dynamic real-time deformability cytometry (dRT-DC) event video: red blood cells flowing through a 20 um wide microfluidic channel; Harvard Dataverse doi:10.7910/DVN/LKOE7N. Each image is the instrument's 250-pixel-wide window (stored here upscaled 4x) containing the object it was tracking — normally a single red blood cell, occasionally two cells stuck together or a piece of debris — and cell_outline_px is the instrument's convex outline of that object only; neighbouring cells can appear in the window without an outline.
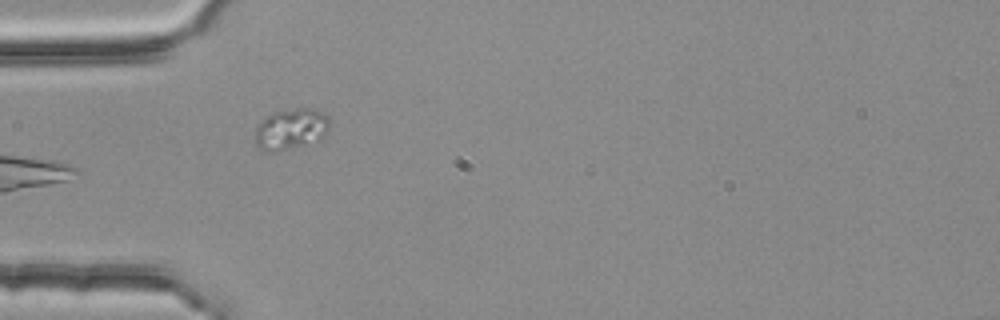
{"species": "common noctule bat (a hibernating species)", "species_latin": "Nyctalus noctula", "temperature_condition": "room temperature", "stored_images_in_passage": 6, "segment_of_instrument_passage": [2, 2], "camera_frame_rate_fps": 3000, "um_per_image_px": 0.085, "animal": {"sex": "female", "body_mass_g": 25.1}, "frame": {"image": 1, "passage_image": 4, "time_ms": 1.0, "image_size_px": [1000, 320], "cell_outline_px": [[328, 128], [324, 136], [320, 140], [304, 144], [284, 148], [260, 148], [256, 144], [256, 124], [260, 120], [272, 112], [296, 108], [316, 108], [324, 112], [328, 116]], "centroid_in_image_um": [24.77, 10.88], "position_along_channel_um": 60.2, "area_um2": 17.28}}